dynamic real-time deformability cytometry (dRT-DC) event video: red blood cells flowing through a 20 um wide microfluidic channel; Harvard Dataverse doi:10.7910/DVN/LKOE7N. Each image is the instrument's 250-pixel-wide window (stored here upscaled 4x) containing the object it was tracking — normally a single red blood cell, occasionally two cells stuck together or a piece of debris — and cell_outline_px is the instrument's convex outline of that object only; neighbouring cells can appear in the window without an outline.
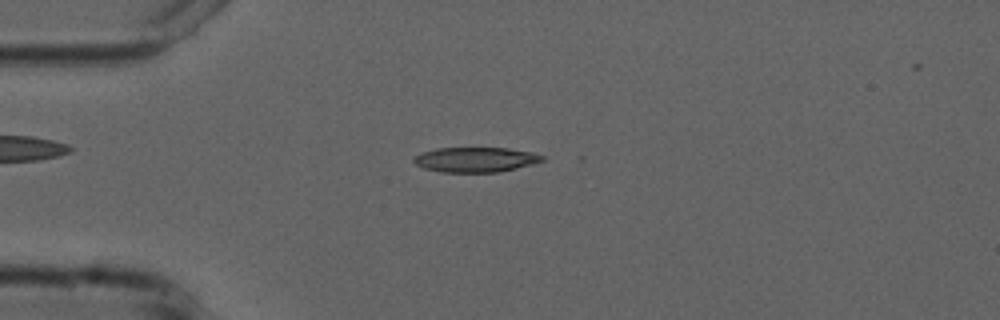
{"species": "common noctule bat (a hibernating species)", "species_latin": "Nyctalus noctula", "temperature_condition": "cold", "stored_images_in_passage": 54, "camera_frame_rate_fps": 3000, "um_per_image_px": 0.085, "animal": {"sex": "male", "forearm_length_mm": 52.5}, "frame": {"image": 1, "passage_image": 13, "time_ms": 4.0, "image_size_px": [1000, 320], "cell_outline_px": [[544, 160], [532, 164], [516, 168], [496, 172], [440, 172], [424, 168], [416, 164], [412, 160], [416, 156], [424, 152], [436, 148], [508, 148], [532, 152], [544, 156]], "centroid_in_image_um": [40.43, 13.57], "position_along_channel_um": 44.6, "area_um2": 18.5}}
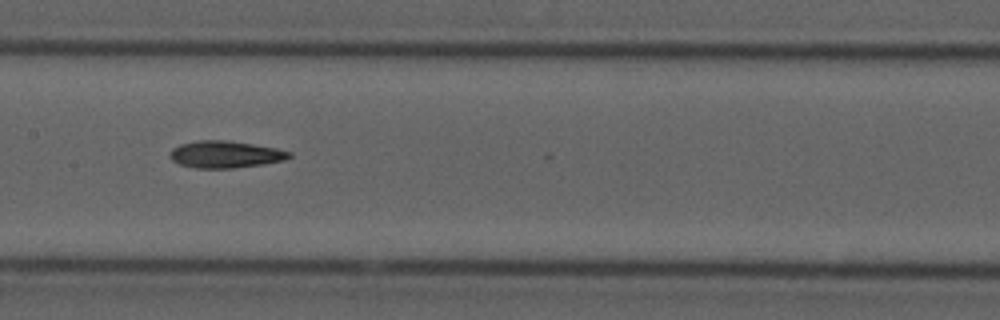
{"frame": {"image": 2, "passage_image": 26, "time_ms": 8.333, "image_size_px": [1000, 320], "cell_outline_px": [[292, 156], [284, 160], [260, 164], [232, 168], [196, 168], [180, 164], [172, 160], [172, 148], [180, 144], [196, 140], [228, 140], [276, 148], [292, 152]], "centroid_in_image_um": [19.16, 13.11], "position_along_channel_um": 188.2, "area_um2": 18.55}}
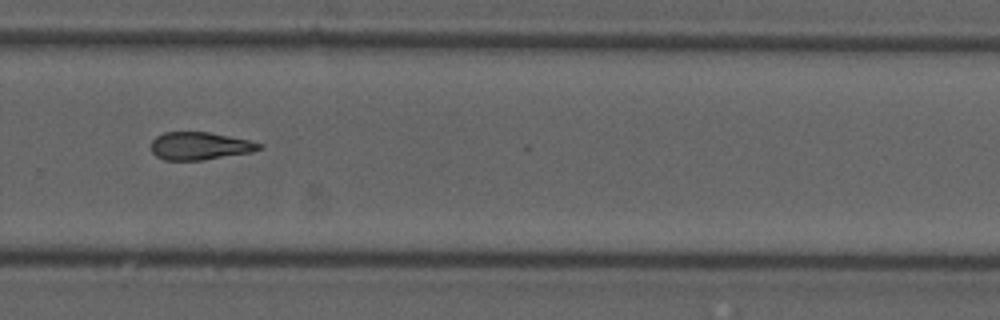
{"frame": {"image": 3, "passage_image": 36, "time_ms": 11.667, "image_size_px": [1000, 320], "cell_outline_px": [[264, 148], [252, 152], [204, 160], [164, 160], [156, 156], [152, 152], [152, 140], [156, 136], [164, 132], [208, 132], [248, 140], [264, 144]], "centroid_in_image_um": [17.0, 12.41], "position_along_channel_um": 312.8, "area_um2": 17.51}}